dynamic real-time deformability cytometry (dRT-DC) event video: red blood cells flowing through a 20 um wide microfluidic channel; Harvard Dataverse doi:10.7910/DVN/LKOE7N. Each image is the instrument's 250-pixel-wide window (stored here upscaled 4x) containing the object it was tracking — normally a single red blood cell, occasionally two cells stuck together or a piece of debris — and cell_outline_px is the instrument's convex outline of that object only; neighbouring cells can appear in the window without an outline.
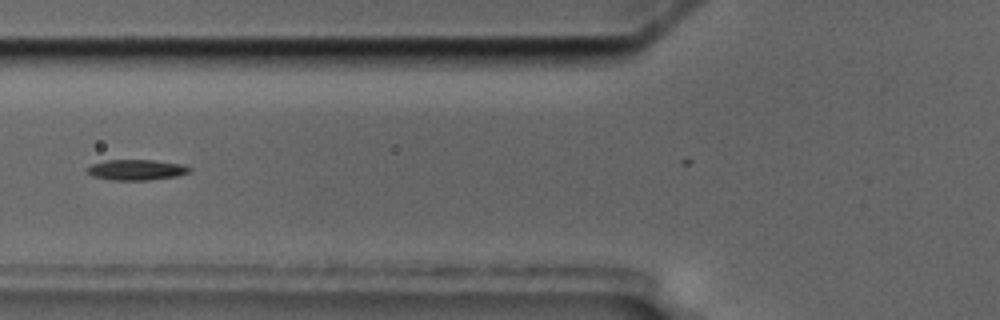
{"species": "common noctule bat (a hibernating species)", "species_latin": "Nyctalus noctula", "temperature_condition": "cold", "stored_images_in_passage": 9, "segment_of_instrument_passage": [2, 2], "camera_frame_rate_fps": 3000, "um_per_image_px": 0.085, "animal": {"sex": "male", "body_mass_g": 17.5, "forearm_length_mm": 52.3}, "frame": {"image": 1, "passage_image": 6, "time_ms": 5.667, "image_size_px": [1000, 320], "cell_outline_px": [[192, 172], [176, 176], [148, 180], [112, 180], [92, 176], [84, 168], [92, 164], [104, 160], [152, 160], [184, 164], [192, 168]], "centroid_in_image_um": [11.6, 14.43], "position_along_channel_um": 114.2, "area_um2": 12.43}}
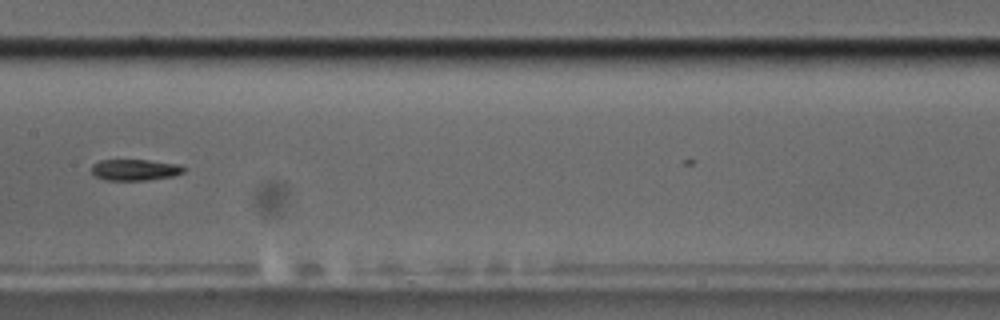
{"frame": {"image": 2, "passage_image": 8, "time_ms": 8.0, "image_size_px": [1000, 320], "cell_outline_px": [[188, 168], [184, 172], [176, 176], [148, 180], [104, 180], [96, 176], [92, 172], [92, 164], [100, 160], [148, 160], [180, 164]], "centroid_in_image_um": [11.54, 14.43], "position_along_channel_um": 195.9, "area_um2": 11.62}}
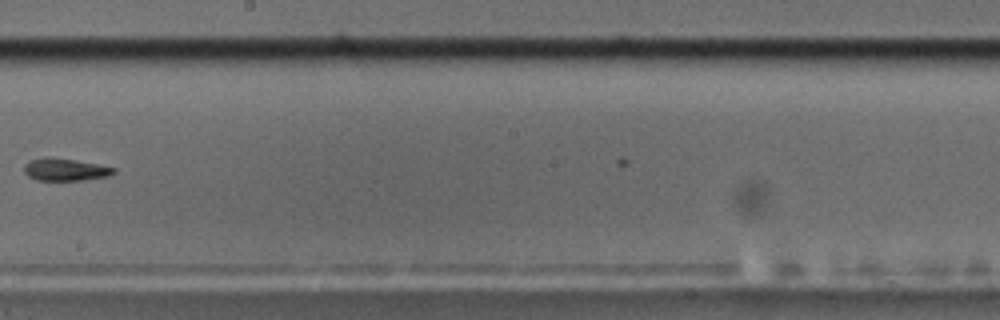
{"frame": {"image": 3, "passage_image": 9, "time_ms": 9.333, "image_size_px": [1000, 320], "cell_outline_px": [[116, 172], [108, 176], [84, 180], [36, 180], [28, 176], [24, 172], [24, 164], [32, 160], [76, 160], [116, 168]], "centroid_in_image_um": [5.6, 14.46], "position_along_channel_um": 242.6, "area_um2": 11.04}}